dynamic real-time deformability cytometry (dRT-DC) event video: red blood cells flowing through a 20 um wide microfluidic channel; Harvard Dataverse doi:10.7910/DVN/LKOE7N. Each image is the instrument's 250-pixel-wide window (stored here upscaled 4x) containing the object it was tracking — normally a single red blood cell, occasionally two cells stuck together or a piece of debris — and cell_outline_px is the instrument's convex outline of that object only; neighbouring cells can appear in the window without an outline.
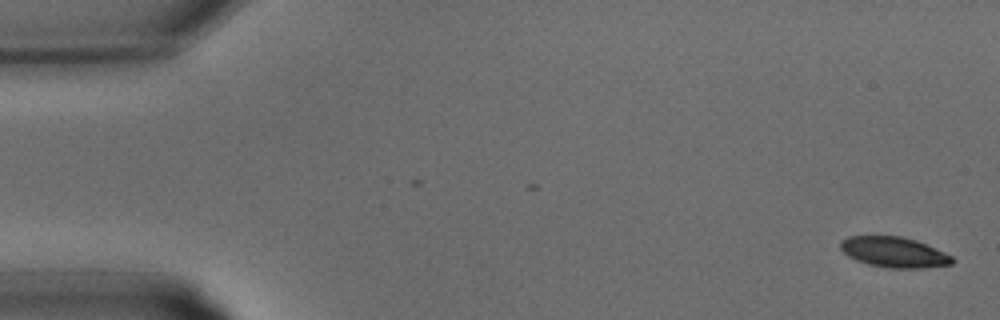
{"species": "common noctule bat (a hibernating species)", "species_latin": "Nyctalus noctula", "temperature_condition": "warm", "stored_images_in_passage": 18, "camera_frame_rate_fps": 3000, "um_per_image_px": 0.085, "animal": {"sex": "male", "body_mass_g": 15.6}, "frame": {"image": 1, "passage_image": 1, "time_ms": 0.0, "image_size_px": [1000, 320], "cell_outline_px": [[956, 260], [952, 264], [920, 268], [888, 268], [868, 264], [856, 260], [848, 256], [840, 248], [840, 240], [848, 236], [900, 236], [916, 240], [944, 252], [952, 256]], "centroid_in_image_um": [75.98, 21.43], "position_along_channel_um": 9.0, "area_um2": 19.83}}
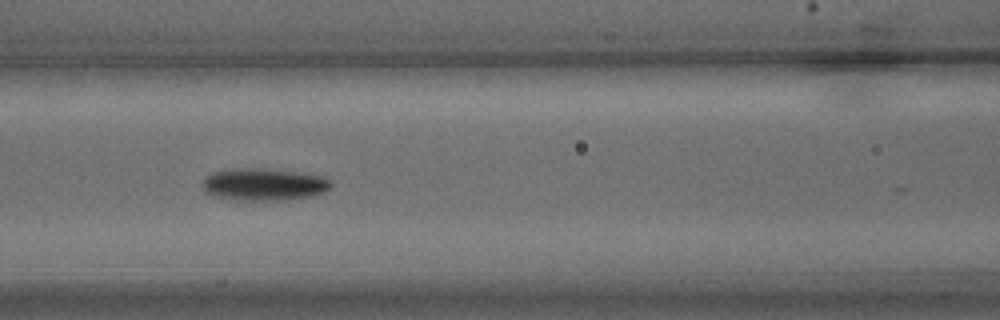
{"frame": {"image": 2, "passage_image": 14, "time_ms": 4.333, "image_size_px": [1000, 320], "cell_outline_px": [[332, 184], [324, 192], [312, 196], [280, 200], [232, 200], [212, 196], [204, 192], [200, 184], [204, 176], [212, 172], [232, 168], [264, 168], [300, 172], [324, 176], [332, 180]], "centroid_in_image_um": [22.37, 15.66], "position_along_channel_um": 144.2, "area_um2": 24.74}}
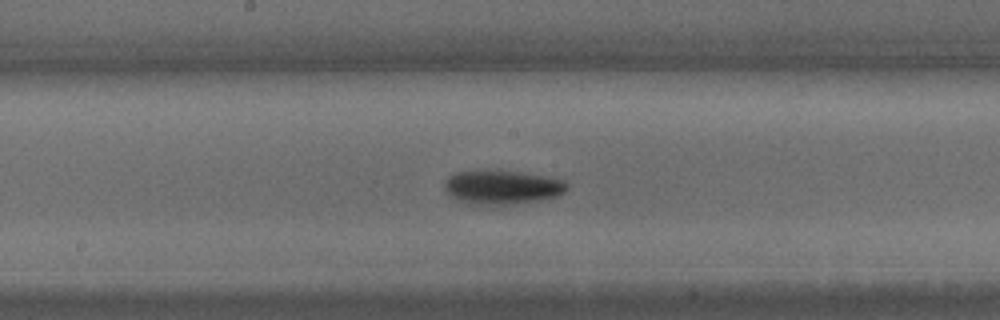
{"frame": {"image": 3, "passage_image": 17, "time_ms": 5.333, "image_size_px": [1000, 320], "cell_outline_px": [[568, 188], [564, 192], [556, 196], [540, 200], [492, 208], [468, 204], [456, 200], [444, 188], [444, 184], [448, 176], [456, 172], [520, 172], [544, 176], [564, 180], [568, 184]], "centroid_in_image_um": [42.67, 15.98], "position_along_channel_um": 205.5, "area_um2": 24.45}}